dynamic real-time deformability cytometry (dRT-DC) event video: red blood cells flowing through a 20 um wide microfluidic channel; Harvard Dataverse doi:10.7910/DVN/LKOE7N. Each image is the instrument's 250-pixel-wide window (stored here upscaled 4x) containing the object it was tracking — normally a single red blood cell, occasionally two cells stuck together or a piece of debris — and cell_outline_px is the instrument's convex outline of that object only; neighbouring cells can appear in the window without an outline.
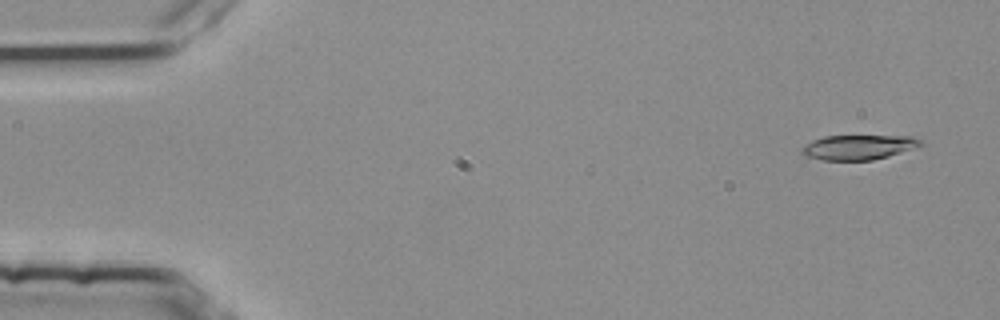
{"species": "common noctule bat (a hibernating species)", "species_latin": "Nyctalus noctula", "temperature_condition": "room temperature", "stored_images_in_passage": 4, "camera_frame_rate_fps": 3000, "um_per_image_px": 0.085, "animal": {"sex": "female", "body_mass_g": 25.1}, "frame": {"image": 1, "passage_image": 1, "time_ms": 0.0, "image_size_px": [1000, 320], "cell_outline_px": [[924, 144], [920, 148], [872, 160], [820, 160], [804, 156], [800, 152], [800, 148], [804, 144], [812, 140], [824, 136], [908, 136], [924, 140]], "centroid_in_image_um": [72.99, 12.52], "position_along_channel_um": 12.0, "area_um2": 17.57}}
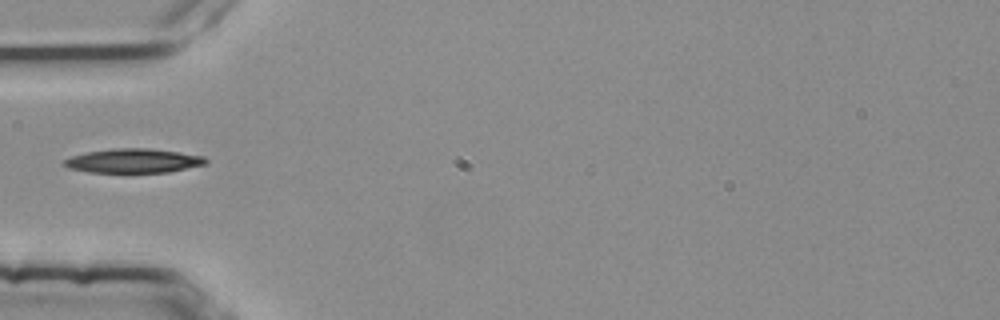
{"frame": {"image": 2, "passage_image": 4, "time_ms": 1.0, "image_size_px": [1000, 320], "cell_outline_px": [[208, 160], [204, 164], [168, 172], [88, 172], [68, 168], [64, 164], [64, 160], [72, 156], [88, 152], [112, 148], [148, 148], [204, 156]], "centroid_in_image_um": [11.32, 13.66], "position_along_channel_um": 73.7, "area_um2": 19.65}}